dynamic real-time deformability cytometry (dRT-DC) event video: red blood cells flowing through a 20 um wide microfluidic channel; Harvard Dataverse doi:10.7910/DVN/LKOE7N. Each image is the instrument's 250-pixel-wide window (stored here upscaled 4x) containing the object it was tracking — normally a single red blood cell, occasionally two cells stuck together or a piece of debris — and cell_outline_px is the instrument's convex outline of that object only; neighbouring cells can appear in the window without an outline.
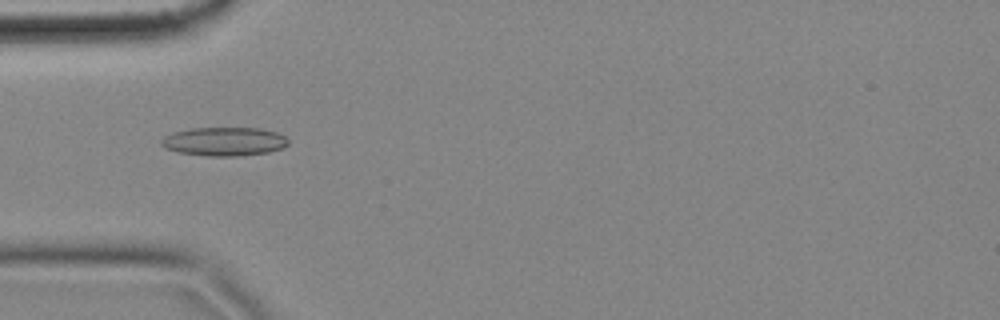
{"species": "common noctule bat (a hibernating species)", "species_latin": "Nyctalus noctula", "temperature_condition": "cold", "stored_images_in_passage": 37, "camera_frame_rate_fps": 3000, "um_per_image_px": 0.085, "animal": {"sex": "female", "body_mass_g": 18.4}, "frame": {"image": 1, "passage_image": 1, "time_ms": 0.0, "image_size_px": [1000, 320], "cell_outline_px": [[288, 144], [284, 148], [268, 152], [240, 156], [208, 156], [176, 152], [164, 148], [160, 144], [160, 140], [164, 136], [172, 132], [192, 128], [260, 128], [276, 132], [284, 136], [288, 140]], "centroid_in_image_um": [19.03, 12.03], "position_along_channel_um": 66.0, "area_um2": 21.44}}
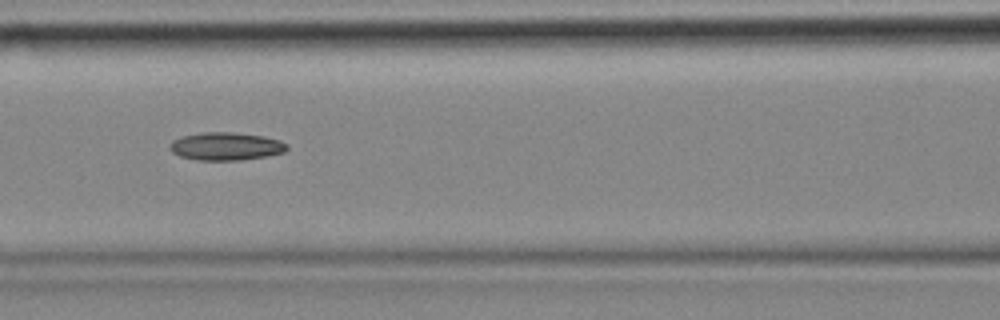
{"frame": {"image": 2, "passage_image": 8, "time_ms": 2.333, "image_size_px": [1000, 320], "cell_outline_px": [[288, 148], [284, 152], [264, 156], [240, 160], [196, 160], [180, 156], [172, 152], [168, 148], [172, 140], [180, 136], [200, 132], [232, 132], [264, 136], [280, 140], [288, 144]], "centroid_in_image_um": [19.17, 12.42], "position_along_channel_um": 147.4, "area_um2": 19.19}}
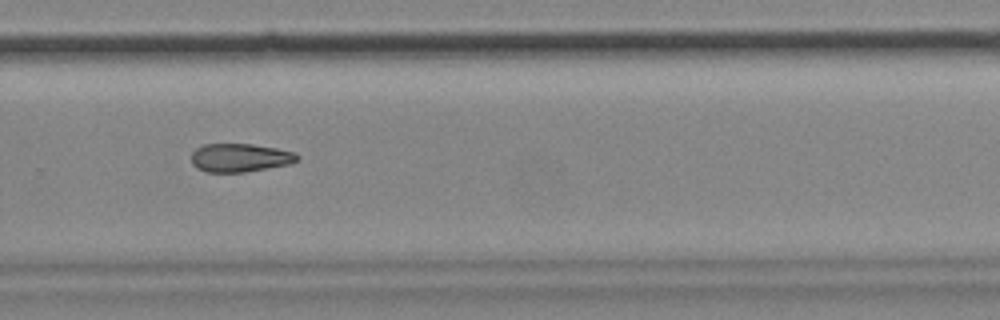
{"frame": {"image": 3, "passage_image": 22, "time_ms": 7.0, "image_size_px": [1000, 320], "cell_outline_px": [[300, 156], [292, 164], [244, 172], [208, 172], [196, 168], [192, 164], [192, 152], [196, 148], [204, 144], [252, 144], [276, 148], [296, 152]], "centroid_in_image_um": [20.41, 13.4], "position_along_channel_um": 309.4, "area_um2": 17.63}}